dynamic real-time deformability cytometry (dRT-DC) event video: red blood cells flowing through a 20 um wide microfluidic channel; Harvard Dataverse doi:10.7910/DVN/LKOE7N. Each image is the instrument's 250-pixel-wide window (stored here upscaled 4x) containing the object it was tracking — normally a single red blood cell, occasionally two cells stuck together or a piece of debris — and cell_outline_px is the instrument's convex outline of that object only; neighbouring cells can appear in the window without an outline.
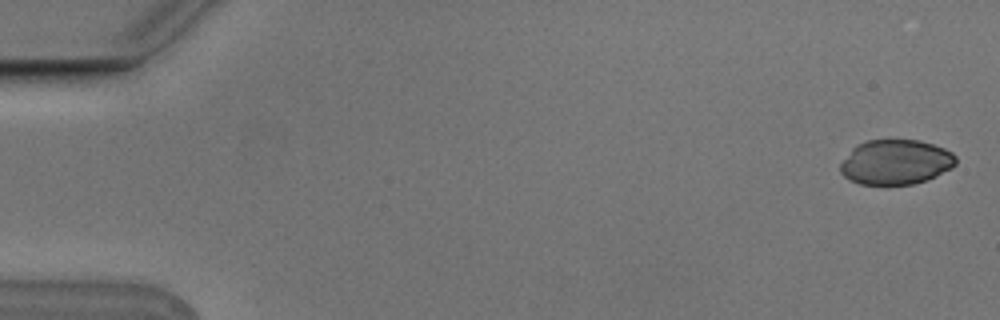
{"species": "Egyptian fruit bat (a non-hibernating species)", "species_latin": "Rousettus aegyptiacus", "temperature_condition": "cold", "stored_images_in_passage": 5, "camera_frame_rate_fps": 3000, "um_per_image_px": 0.085, "animal": {"sex": "male"}, "frame": {"image": 1, "passage_image": 1, "time_ms": 0.0, "image_size_px": [1000, 320], "cell_outline_px": [[956, 164], [952, 168], [936, 176], [912, 184], [860, 184], [848, 180], [840, 172], [840, 164], [852, 148], [856, 144], [868, 140], [920, 140], [944, 148], [952, 152], [956, 156]], "centroid_in_image_um": [76.13, 13.77], "position_along_channel_um": 8.9, "area_um2": 30.23}}